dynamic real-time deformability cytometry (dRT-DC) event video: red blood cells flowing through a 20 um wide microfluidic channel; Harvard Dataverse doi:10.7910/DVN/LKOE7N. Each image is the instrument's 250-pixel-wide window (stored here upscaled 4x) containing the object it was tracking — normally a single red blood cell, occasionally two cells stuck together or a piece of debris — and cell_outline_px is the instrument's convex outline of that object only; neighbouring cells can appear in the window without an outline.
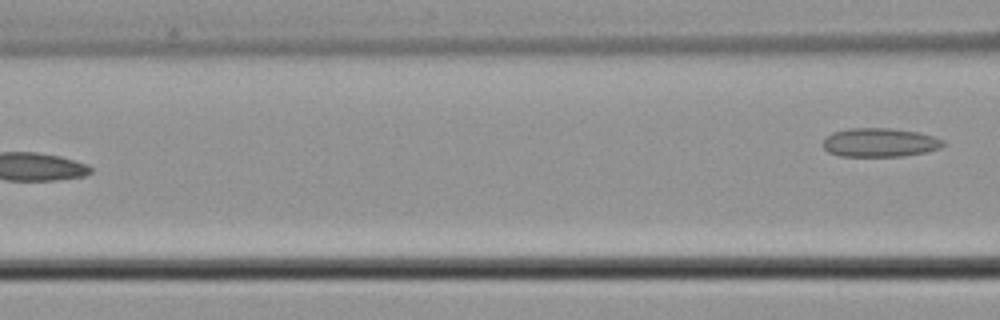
{"species": "common noctule bat (a hibernating species)", "species_latin": "Nyctalus noctula", "temperature_condition": "cold", "stored_images_in_passage": 6, "camera_frame_rate_fps": 3000, "um_per_image_px": 0.085, "animal": {"sex": "male", "body_mass_g": 21.5, "forearm_length_mm": 52.0}, "frame": {"image": 1, "passage_image": 6, "time_ms": 1.667, "image_size_px": [1000, 320], "cell_outline_px": [[944, 144], [940, 148], [924, 152], [900, 156], [840, 156], [828, 152], [824, 148], [824, 140], [832, 132], [848, 128], [892, 128], [916, 132], [932, 136], [944, 140]], "centroid_in_image_um": [74.76, 12.11], "position_along_channel_um": 91.8, "area_um2": 20.0}}